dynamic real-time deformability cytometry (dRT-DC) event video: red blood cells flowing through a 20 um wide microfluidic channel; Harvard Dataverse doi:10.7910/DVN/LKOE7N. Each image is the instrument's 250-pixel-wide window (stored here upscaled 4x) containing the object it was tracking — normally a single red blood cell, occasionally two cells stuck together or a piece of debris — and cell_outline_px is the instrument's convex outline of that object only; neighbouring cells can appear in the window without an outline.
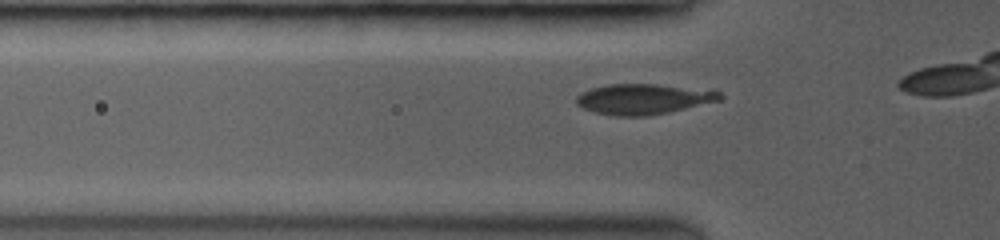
{"species": "common noctule bat (a hibernating species)", "species_latin": "Nyctalus noctula", "temperature_condition": "room temperature", "stored_images_in_passage": 15, "camera_frame_rate_fps": 3500, "um_per_image_px": 0.085, "animal": {"sex": "female", "body_mass_g": 19.0, "forearm_length_mm": 53.3}, "frame": {"image": 1, "passage_image": 7, "time_ms": 1.143, "image_size_px": [1000, 240], "cell_outline_px": [[724, 96], [720, 100], [668, 112], [644, 116], [616, 116], [596, 112], [584, 108], [576, 104], [576, 96], [592, 88], [608, 84], [652, 84], [720, 92]], "centroid_in_image_um": [54.64, 8.43], "position_along_channel_um": 71.2, "area_um2": 24.8}}